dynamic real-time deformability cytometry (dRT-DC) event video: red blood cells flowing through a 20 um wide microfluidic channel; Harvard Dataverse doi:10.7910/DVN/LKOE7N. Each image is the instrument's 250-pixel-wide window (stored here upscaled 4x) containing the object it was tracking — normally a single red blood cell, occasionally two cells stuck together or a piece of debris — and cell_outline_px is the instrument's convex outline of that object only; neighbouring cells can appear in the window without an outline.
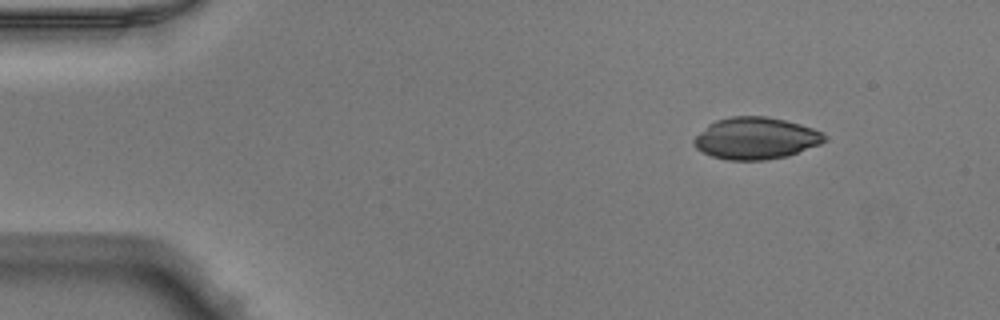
{"species": "Egyptian fruit bat (a non-hibernating species)", "species_latin": "Rousettus aegyptiacus", "temperature_condition": "warm", "stored_images_in_passage": 45, "camera_frame_rate_fps": 3000, "um_per_image_px": 0.085, "animal": {"sex": "male"}, "frame": {"image": 1, "passage_image": 1, "time_ms": 0.0, "image_size_px": [1000, 320], "cell_outline_px": [[828, 140], [820, 144], [788, 156], [764, 160], [728, 160], [712, 156], [696, 148], [692, 144], [692, 140], [708, 124], [716, 120], [732, 116], [768, 116], [800, 124], [812, 128], [828, 136]], "centroid_in_image_um": [64.24, 11.75], "position_along_channel_um": 20.8, "area_um2": 31.91}}
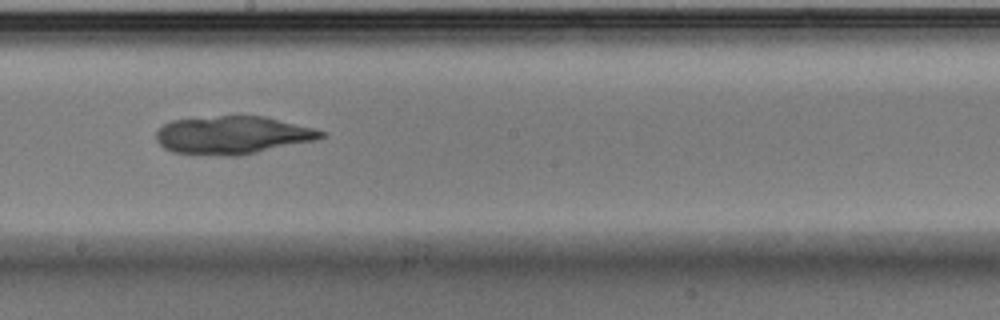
{"frame": {"image": 2, "passage_image": 23, "time_ms": 7.333, "image_size_px": [1000, 320], "cell_outline_px": [[328, 136], [316, 140], [240, 156], [220, 156], [172, 152], [164, 148], [156, 140], [156, 132], [164, 124], [172, 120], [220, 116], [264, 116], [312, 128], [324, 132]], "centroid_in_image_um": [19.76, 11.5], "position_along_channel_um": 228.4, "area_um2": 36.47}}
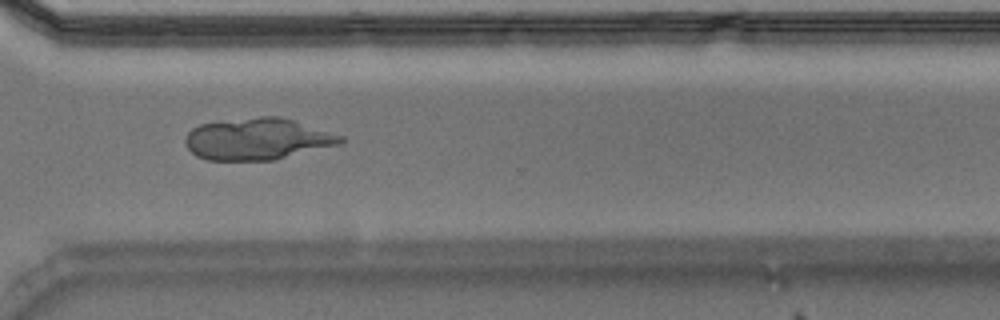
{"frame": {"image": 3, "passage_image": 32, "time_ms": 10.333, "image_size_px": [1000, 320], "cell_outline_px": [[344, 140], [340, 144], [272, 160], [208, 160], [196, 156], [184, 144], [184, 140], [188, 132], [192, 128], [200, 124], [260, 116], [280, 116], [344, 136]], "centroid_in_image_um": [21.86, 11.81], "position_along_channel_um": 348.7, "area_um2": 37.45}}